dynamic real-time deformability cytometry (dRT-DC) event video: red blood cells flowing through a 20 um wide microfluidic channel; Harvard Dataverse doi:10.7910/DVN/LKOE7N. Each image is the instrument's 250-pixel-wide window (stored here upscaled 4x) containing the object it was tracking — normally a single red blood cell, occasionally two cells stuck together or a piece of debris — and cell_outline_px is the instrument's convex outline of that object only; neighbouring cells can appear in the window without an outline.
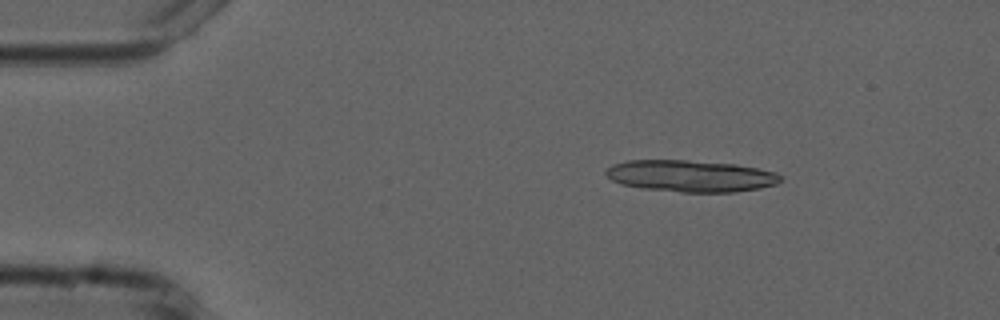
{"species": "common noctule bat (a hibernating species)", "species_latin": "Nyctalus noctula", "temperature_condition": "cold", "stored_images_in_passage": 5, "camera_frame_rate_fps": 3000, "um_per_image_px": 0.085, "animal": {"sex": "male", "forearm_length_mm": 52.5}, "frame": {"image": 1, "passage_image": 2, "time_ms": 1.333, "image_size_px": [1000, 320], "cell_outline_px": [[780, 180], [776, 184], [760, 188], [736, 192], [680, 192], [644, 188], [620, 184], [612, 180], [604, 172], [612, 164], [628, 160], [684, 160], [736, 164], [776, 172], [780, 176]], "centroid_in_image_um": [58.69, 14.96], "position_along_channel_um": 26.3, "area_um2": 32.14}}
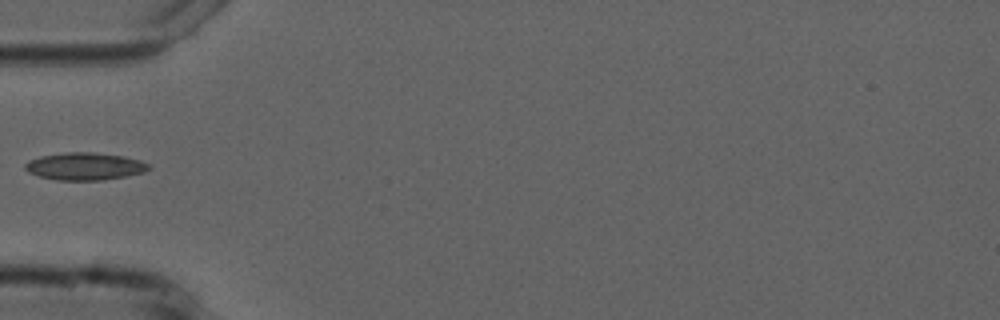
{"frame": {"image": 2, "passage_image": 5, "time_ms": 4.667, "image_size_px": [1000, 320], "cell_outline_px": [[152, 168], [144, 172], [104, 180], [56, 180], [40, 176], [28, 172], [24, 168], [24, 164], [28, 160], [40, 156], [68, 152], [92, 152], [124, 156], [140, 160], [148, 164]], "centroid_in_image_um": [7.19, 14.13], "position_along_channel_um": 77.8, "area_um2": 19.77}}